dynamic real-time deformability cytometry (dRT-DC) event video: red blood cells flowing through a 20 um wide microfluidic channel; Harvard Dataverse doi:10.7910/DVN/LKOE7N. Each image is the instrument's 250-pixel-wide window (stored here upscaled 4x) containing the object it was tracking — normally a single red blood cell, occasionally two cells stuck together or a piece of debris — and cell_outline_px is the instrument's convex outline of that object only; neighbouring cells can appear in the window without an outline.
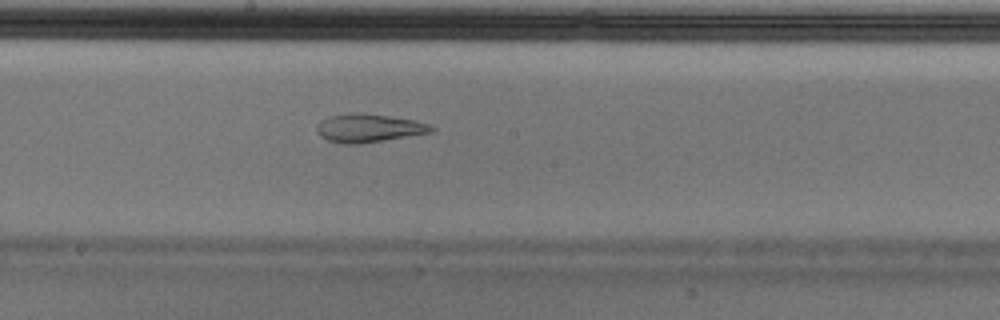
{"species": "Egyptian fruit bat (a non-hibernating species)", "species_latin": "Rousettus aegyptiacus", "temperature_condition": "cold", "stored_images_in_passage": 43, "camera_frame_rate_fps": 3000, "um_per_image_px": 0.085, "animal": {"sex": "male"}, "frame": {"image": 1, "passage_image": 29, "time_ms": 9.333, "image_size_px": [1000, 320], "cell_outline_px": [[436, 128], [432, 132], [360, 144], [340, 144], [328, 140], [320, 136], [316, 132], [316, 124], [320, 120], [328, 116], [388, 116], [416, 120], [428, 124]], "centroid_in_image_um": [31.33, 10.94], "position_along_channel_um": 216.9, "area_um2": 18.15}, "authors_computed_cell_mechanics": {"area_um2": 20.6346, "velocity_mm_per_s": 3.6837, "shape_relaxation_time_tau1_ms": null, "shape_relaxation_time_tau2_ms": 3.6328, "deformation_change_tau1": null, "deformation_change_tau2": 0.1097}}